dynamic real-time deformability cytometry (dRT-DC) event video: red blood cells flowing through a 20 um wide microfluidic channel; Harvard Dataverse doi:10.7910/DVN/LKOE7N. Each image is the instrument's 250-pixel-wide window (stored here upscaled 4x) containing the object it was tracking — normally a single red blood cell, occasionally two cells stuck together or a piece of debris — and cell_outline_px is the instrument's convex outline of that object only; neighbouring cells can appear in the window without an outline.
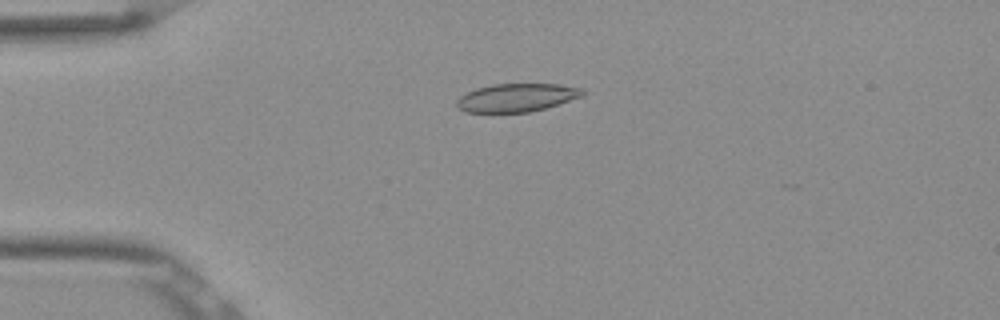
{"species": "Egyptian fruit bat (a non-hibernating species)", "species_latin": "Rousettus aegyptiacus", "temperature_condition": "room temperature", "stored_images_in_passage": 52, "camera_frame_rate_fps": 3000, "um_per_image_px": 0.085, "frame": {"image": 1, "passage_image": 13, "time_ms": 4.0, "image_size_px": [1000, 320], "cell_outline_px": [[584, 96], [544, 108], [528, 112], [464, 112], [456, 108], [456, 100], [460, 96], [476, 88], [492, 84], [560, 84], [580, 88], [584, 92]], "centroid_in_image_um": [43.88, 8.3], "position_along_channel_um": 41.1, "area_um2": 20.63}}
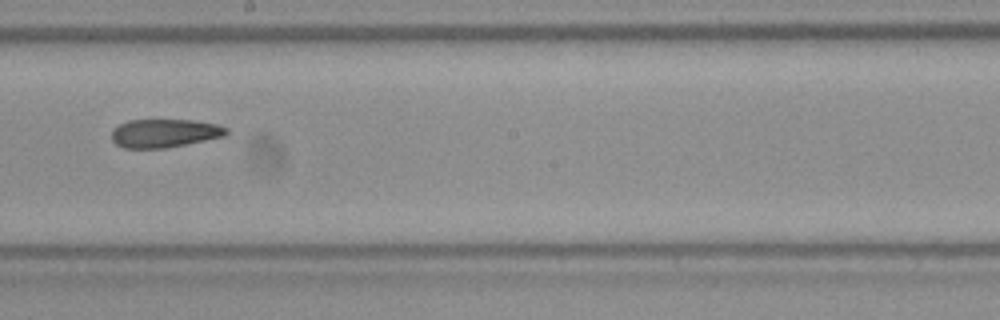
{"frame": {"image": 2, "passage_image": 30, "time_ms": 9.667, "image_size_px": [1000, 320], "cell_outline_px": [[228, 132], [224, 136], [164, 148], [124, 148], [116, 144], [112, 140], [112, 132], [120, 124], [128, 120], [192, 120], [216, 124], [228, 128]], "centroid_in_image_um": [13.97, 11.32], "position_along_channel_um": 234.2, "area_um2": 18.73}}
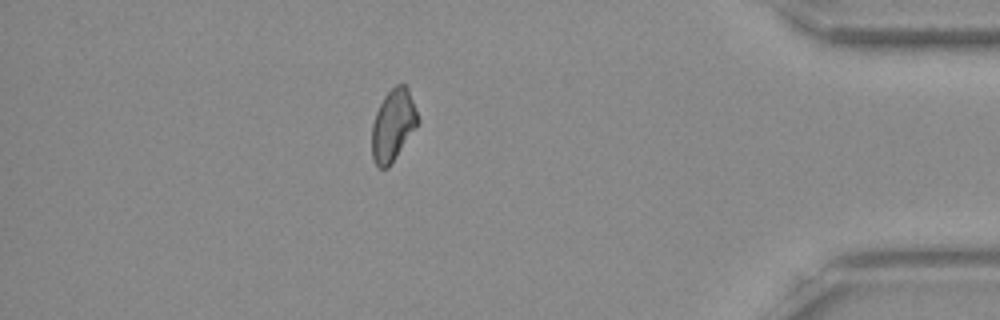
{"frame": {"image": 3, "passage_image": 46, "time_ms": 15.0, "image_size_px": [1000, 320], "cell_outline_px": [[420, 120], [416, 128], [388, 168], [380, 168], [372, 160], [372, 124], [376, 112], [384, 96], [396, 84], [404, 84], [408, 88]], "centroid_in_image_um": [33.41, 10.64], "position_along_channel_um": 401.8, "area_um2": 19.13}, "authors_computed_cell_mechanics": {"area_um2": 20.0855, "velocity_mm_per_s": 3.8843, "shape_relaxation_time_tau1_ms": null, "shape_relaxation_time_tau2_ms": 8.5838, "deformation_change_tau1": null, "deformation_change_tau2": 0.1429}}